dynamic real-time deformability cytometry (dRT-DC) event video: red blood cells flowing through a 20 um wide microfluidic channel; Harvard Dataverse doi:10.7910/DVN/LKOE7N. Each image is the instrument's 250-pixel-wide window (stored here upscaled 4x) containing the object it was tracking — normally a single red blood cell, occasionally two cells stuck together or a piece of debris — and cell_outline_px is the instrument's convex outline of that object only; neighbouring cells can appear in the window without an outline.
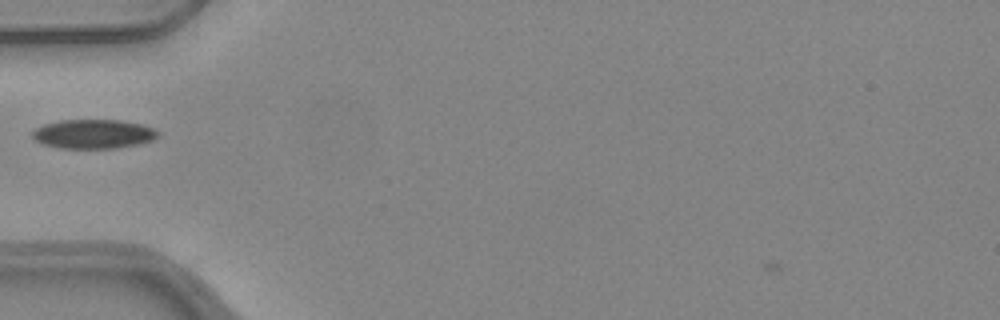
{"species": "common noctule bat (a hibernating species)", "species_latin": "Nyctalus noctula", "temperature_condition": "warm", "stored_images_in_passage": 10, "camera_frame_rate_fps": 3000, "um_per_image_px": 0.085, "animal": {"sex": "female", "body_mass_g": 24.6, "forearm_length_mm": 56.2}, "frame": {"image": 1, "passage_image": 7, "time_ms": 2.0, "image_size_px": [1000, 320], "cell_outline_px": [[160, 136], [152, 140], [140, 144], [116, 148], [60, 148], [44, 144], [36, 140], [32, 136], [32, 132], [36, 128], [44, 124], [60, 120], [120, 120], [140, 124], [152, 128]], "centroid_in_image_um": [7.94, 11.39], "position_along_channel_um": 77.1, "area_um2": 21.21}}